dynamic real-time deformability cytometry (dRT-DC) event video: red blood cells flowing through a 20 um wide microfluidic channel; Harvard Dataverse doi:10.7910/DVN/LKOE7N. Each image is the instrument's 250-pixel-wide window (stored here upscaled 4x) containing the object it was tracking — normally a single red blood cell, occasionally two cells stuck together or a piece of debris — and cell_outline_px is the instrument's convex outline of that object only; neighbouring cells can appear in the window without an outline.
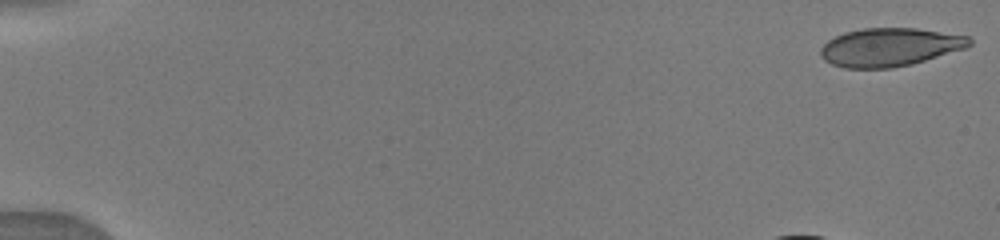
{"species": "human", "species_latin": "Homo sapiens", "temperature_condition": "warm", "stored_images_in_passage": 28, "camera_frame_rate_fps": 3000, "um_per_image_px": 0.085, "donor": {"sex": "male"}, "frame": {"image": 1, "passage_image": 1, "time_ms": 0.0, "image_size_px": [1000, 240], "cell_outline_px": [[972, 44], [964, 48], [912, 64], [892, 68], [844, 68], [832, 64], [824, 60], [820, 56], [820, 48], [828, 40], [844, 32], [864, 28], [916, 28], [968, 36], [972, 40]], "centroid_in_image_um": [75.59, 4.01], "position_along_channel_um": 9.4, "area_um2": 33.12}}